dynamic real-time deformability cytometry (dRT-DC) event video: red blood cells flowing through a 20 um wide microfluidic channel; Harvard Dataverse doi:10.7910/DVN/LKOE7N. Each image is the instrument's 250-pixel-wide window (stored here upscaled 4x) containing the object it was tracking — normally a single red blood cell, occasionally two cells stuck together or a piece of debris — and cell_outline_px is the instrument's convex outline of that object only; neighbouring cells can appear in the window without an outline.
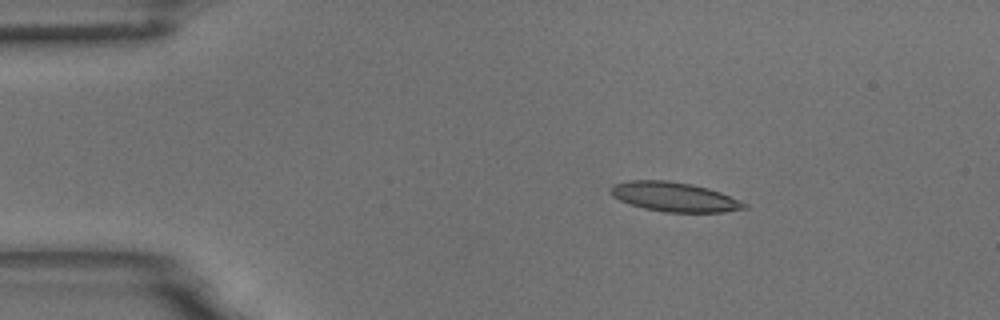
{"species": "common noctule bat (a hibernating species)", "species_latin": "Nyctalus noctula", "temperature_condition": "room temperature", "stored_images_in_passage": 4, "camera_frame_rate_fps": 3000, "um_per_image_px": 0.085, "animal": {"sex": "male", "body_mass_g": 18.8}, "frame": {"image": 1, "passage_image": 1, "time_ms": 0.0, "image_size_px": [1000, 320], "cell_outline_px": [[748, 208], [724, 212], [664, 212], [644, 208], [620, 200], [612, 196], [612, 184], [632, 180], [668, 180], [692, 184], [708, 188], [720, 192], [748, 204]], "centroid_in_image_um": [57.35, 16.73], "position_along_channel_um": 27.7, "area_um2": 22.77}}